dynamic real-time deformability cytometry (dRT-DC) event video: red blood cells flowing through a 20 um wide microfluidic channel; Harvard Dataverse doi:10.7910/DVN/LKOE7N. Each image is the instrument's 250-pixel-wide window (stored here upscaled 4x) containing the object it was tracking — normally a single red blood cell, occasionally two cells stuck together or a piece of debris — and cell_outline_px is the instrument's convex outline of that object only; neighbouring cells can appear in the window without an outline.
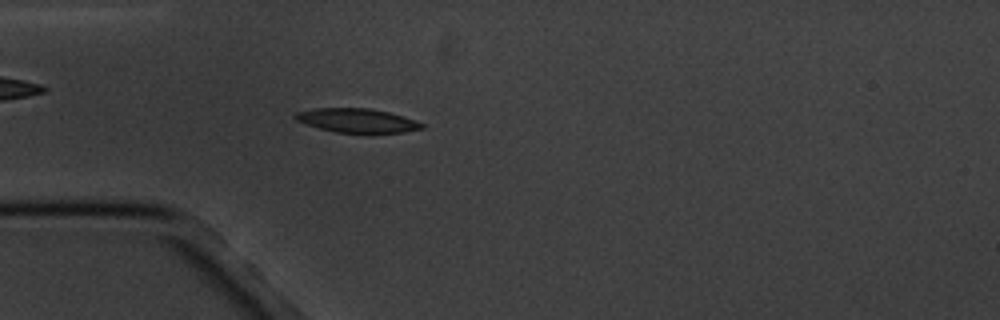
{"species": "common noctule bat (a hibernating species)", "species_latin": "Nyctalus noctula", "temperature_condition": "cold", "stored_images_in_passage": 4, "camera_frame_rate_fps": 3000, "um_per_image_px": 0.085, "animal": {"sex": "male", "body_mass_g": 20.1, "forearm_length_mm": 53.5}, "frame": {"image": 1, "passage_image": 4, "time_ms": 3.667, "image_size_px": [1000, 320], "cell_outline_px": [[424, 128], [404, 132], [336, 132], [320, 128], [296, 120], [292, 116], [296, 112], [316, 108], [368, 108], [388, 112], [404, 116], [424, 124]], "centroid_in_image_um": [30.35, 10.23], "position_along_channel_um": 54.7, "area_um2": 17.4}}